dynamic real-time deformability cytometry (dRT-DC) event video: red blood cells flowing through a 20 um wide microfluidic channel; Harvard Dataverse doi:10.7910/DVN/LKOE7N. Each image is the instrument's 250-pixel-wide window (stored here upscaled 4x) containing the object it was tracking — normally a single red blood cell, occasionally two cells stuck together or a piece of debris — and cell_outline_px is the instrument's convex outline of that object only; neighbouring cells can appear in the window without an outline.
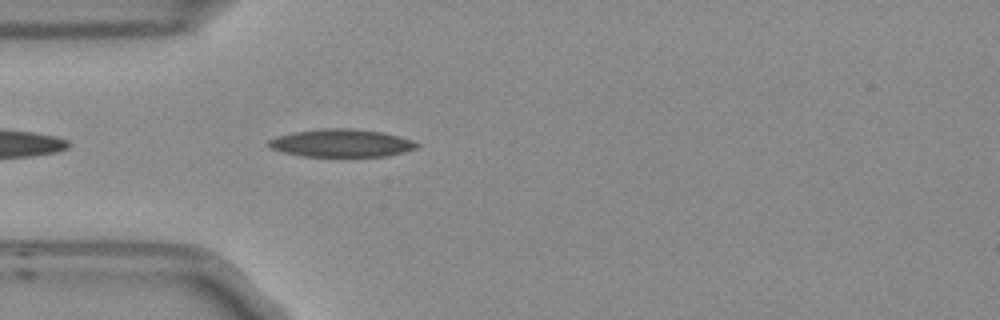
{"species": "Egyptian fruit bat (a non-hibernating species)", "species_latin": "Rousettus aegyptiacus", "temperature_condition": "room temperature", "stored_images_in_passage": 4, "camera_frame_rate_fps": 3000, "um_per_image_px": 0.085, "frame": {"image": 1, "passage_image": 4, "time_ms": 1.0, "image_size_px": [1000, 320], "cell_outline_px": [[420, 148], [388, 156], [304, 156], [284, 152], [272, 148], [268, 144], [268, 140], [276, 136], [292, 132], [320, 128], [352, 128], [380, 132], [412, 140], [420, 144]], "centroid_in_image_um": [29.03, 12.16], "position_along_channel_um": 56.0, "area_um2": 23.99}}